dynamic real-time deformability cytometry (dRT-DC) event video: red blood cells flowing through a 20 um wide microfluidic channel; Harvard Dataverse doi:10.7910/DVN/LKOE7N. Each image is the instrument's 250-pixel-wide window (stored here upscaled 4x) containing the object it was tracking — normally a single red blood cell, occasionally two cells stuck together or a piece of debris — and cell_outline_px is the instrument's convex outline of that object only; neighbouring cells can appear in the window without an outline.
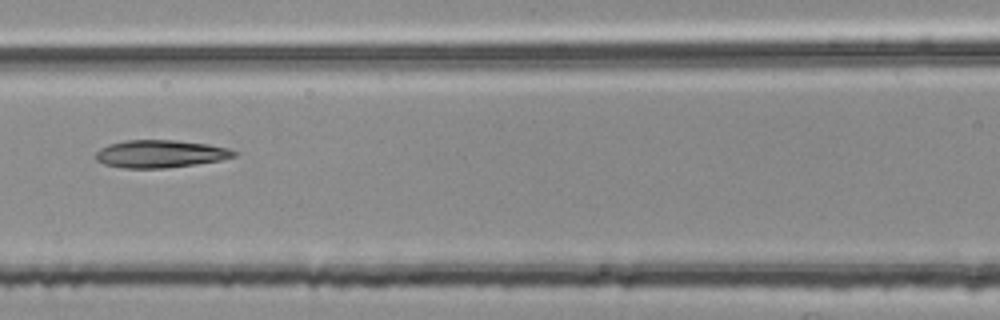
{"species": "common noctule bat (a hibernating species)", "species_latin": "Nyctalus noctula", "temperature_condition": "room temperature", "stored_images_in_passage": 6, "camera_frame_rate_fps": 3000, "um_per_image_px": 0.085, "animal": {"sex": "female", "body_mass_g": 25.1}, "frame": {"image": 1, "passage_image": 6, "time_ms": 1.667, "image_size_px": [1000, 320], "cell_outline_px": [[240, 152], [236, 156], [220, 160], [164, 168], [124, 168], [104, 164], [96, 160], [96, 152], [100, 148], [108, 144], [124, 140], [176, 140], [208, 144], [228, 148]], "centroid_in_image_um": [13.62, 13.06], "position_along_channel_um": 153.0, "area_um2": 22.25}}